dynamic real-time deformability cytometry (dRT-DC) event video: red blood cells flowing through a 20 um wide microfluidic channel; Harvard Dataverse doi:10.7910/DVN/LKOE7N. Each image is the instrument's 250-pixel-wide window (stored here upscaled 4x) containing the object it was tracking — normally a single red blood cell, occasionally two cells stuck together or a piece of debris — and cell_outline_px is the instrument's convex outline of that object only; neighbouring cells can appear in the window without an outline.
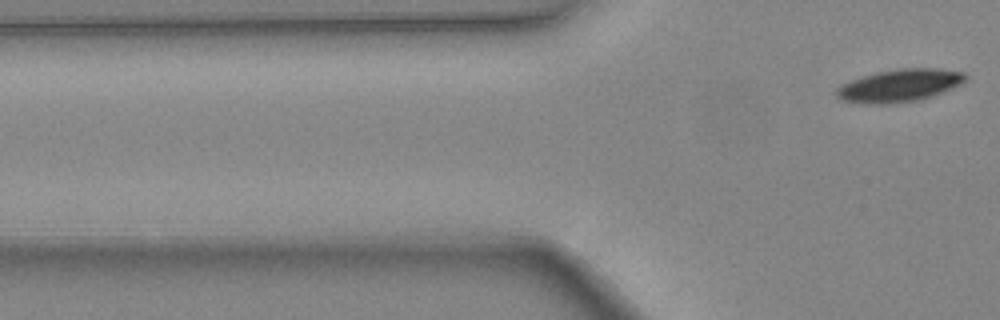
{"species": "common noctule bat (a hibernating species)", "species_latin": "Nyctalus noctula", "temperature_condition": "warm", "stored_images_in_passage": 2, "camera_frame_rate_fps": 3000, "um_per_image_px": 0.085, "animal": {"sex": "female", "body_mass_g": 24.6, "forearm_length_mm": 56.2}, "frame": {"image": 1, "passage_image": 2, "time_ms": 0.333, "image_size_px": [1000, 320], "cell_outline_px": [[968, 76], [960, 84], [952, 88], [932, 96], [920, 100], [892, 104], [860, 104], [840, 100], [836, 96], [836, 88], [840, 84], [876, 72], [900, 68], [936, 68], [964, 72]], "centroid_in_image_um": [76.42, 7.28], "position_along_channel_um": 49.4, "area_um2": 24.74}}